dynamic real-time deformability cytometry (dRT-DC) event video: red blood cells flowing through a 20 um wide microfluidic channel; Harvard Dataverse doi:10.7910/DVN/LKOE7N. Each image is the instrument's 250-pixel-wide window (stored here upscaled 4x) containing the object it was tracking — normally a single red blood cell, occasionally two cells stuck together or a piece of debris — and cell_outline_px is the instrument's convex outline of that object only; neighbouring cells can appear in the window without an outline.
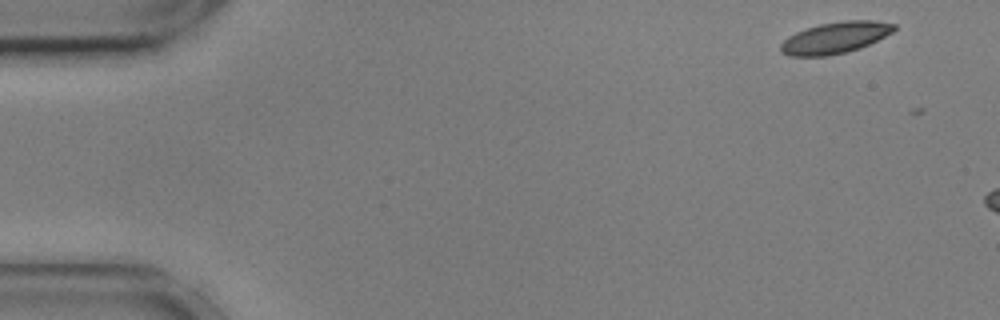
{"species": "common noctule bat (a hibernating species)", "species_latin": "Nyctalus noctula", "temperature_condition": "cold", "stored_images_in_passage": 4, "camera_frame_rate_fps": 3000, "um_per_image_px": 0.085, "animal": {"sex": "male", "body_mass_g": 17.9, "forearm_length_mm": 54.2}, "frame": {"image": 1, "passage_image": 3, "time_ms": 0.667, "image_size_px": [1000, 320], "cell_outline_px": [[896, 28], [892, 32], [860, 48], [848, 52], [824, 56], [792, 56], [780, 52], [780, 44], [788, 36], [796, 32], [820, 24], [844, 20], [876, 20], [896, 24]], "centroid_in_image_um": [70.99, 3.2], "position_along_channel_um": 14.0, "area_um2": 20.69}}